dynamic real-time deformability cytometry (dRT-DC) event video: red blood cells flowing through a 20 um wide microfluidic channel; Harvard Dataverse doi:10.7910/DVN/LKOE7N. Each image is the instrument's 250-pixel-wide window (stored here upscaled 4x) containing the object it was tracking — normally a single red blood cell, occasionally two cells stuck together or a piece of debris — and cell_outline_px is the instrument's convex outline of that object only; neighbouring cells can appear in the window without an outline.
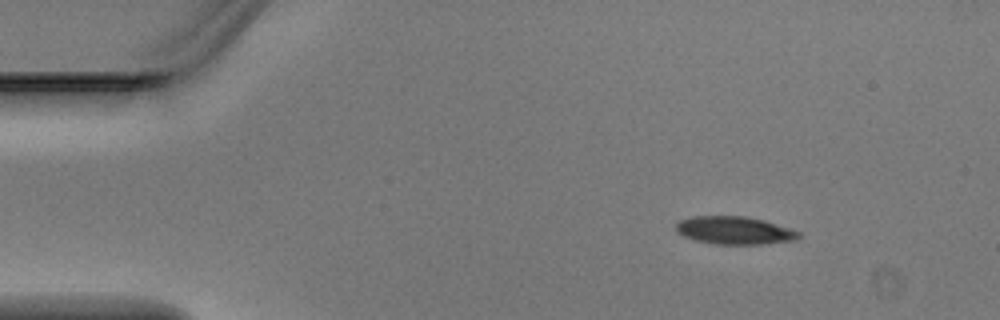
{"species": "Egyptian fruit bat (a non-hibernating species)", "species_latin": "Rousettus aegyptiacus", "temperature_condition": "warm", "stored_images_in_passage": 4, "camera_frame_rate_fps": 3000, "um_per_image_px": 0.085, "animal": {"sex": "male"}, "frame": {"image": 1, "passage_image": 1, "time_ms": 0.0, "image_size_px": [1000, 320], "cell_outline_px": [[800, 236], [796, 240], [760, 244], [716, 244], [696, 240], [684, 236], [676, 232], [676, 224], [680, 220], [692, 216], [748, 216], [764, 220], [800, 232]], "centroid_in_image_um": [62.41, 19.58], "position_along_channel_um": 22.6, "area_um2": 19.83}}
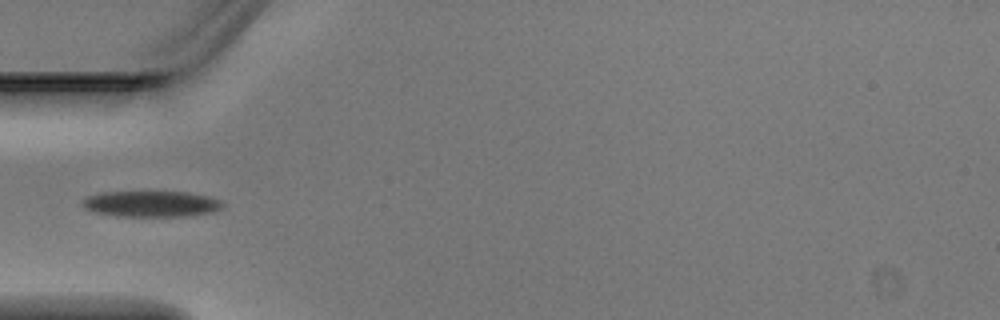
{"frame": {"image": 2, "passage_image": 3, "time_ms": 0.667, "image_size_px": [1000, 320], "cell_outline_px": [[224, 208], [212, 212], [184, 216], [120, 216], [96, 212], [84, 208], [80, 204], [88, 196], [104, 192], [188, 192], [208, 196], [220, 200], [224, 204]], "centroid_in_image_um": [12.89, 17.33], "position_along_channel_um": 72.1, "area_um2": 21.1}}
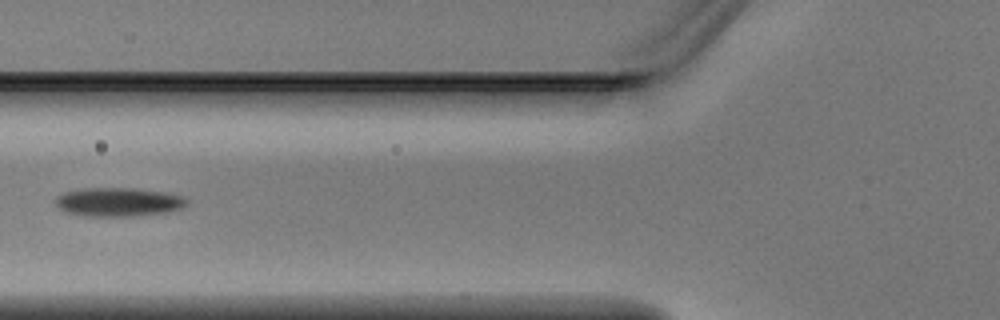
{"frame": {"image": 3, "passage_image": 4, "time_ms": 1.0, "image_size_px": [1000, 320], "cell_outline_px": [[188, 204], [184, 208], [168, 212], [140, 216], [92, 216], [68, 212], [60, 208], [56, 204], [56, 196], [64, 192], [84, 188], [132, 188], [164, 192], [184, 196], [188, 200]], "centroid_in_image_um": [10.14, 17.17], "position_along_channel_um": 115.7, "area_um2": 22.08}}